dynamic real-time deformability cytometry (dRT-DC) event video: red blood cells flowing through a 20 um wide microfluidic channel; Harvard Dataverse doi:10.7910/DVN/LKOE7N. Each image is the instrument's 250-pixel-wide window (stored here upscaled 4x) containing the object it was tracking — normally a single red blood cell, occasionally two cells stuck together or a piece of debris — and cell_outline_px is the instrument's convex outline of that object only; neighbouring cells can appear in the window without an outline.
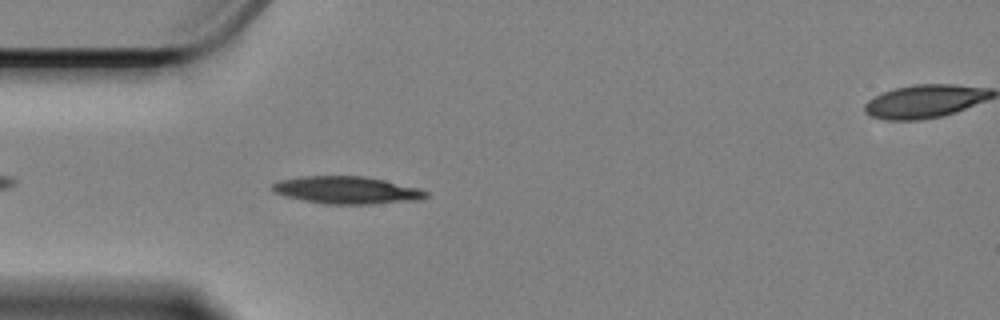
{"species": "Egyptian fruit bat (a non-hibernating species)", "species_latin": "Rousettus aegyptiacus", "temperature_condition": "cold", "stored_images_in_passage": 25, "camera_frame_rate_fps": 3000, "um_per_image_px": 0.085, "animal": {"sex": "female"}, "frame": {"image": 1, "passage_image": 4, "time_ms": 1.0, "image_size_px": [1000, 320], "cell_outline_px": [[428, 196], [420, 200], [372, 204], [324, 204], [304, 200], [288, 196], [276, 192], [272, 188], [272, 184], [280, 180], [304, 176], [364, 176], [384, 180], [420, 188], [428, 192]], "centroid_in_image_um": [29.55, 16.16], "position_along_channel_um": 55.5, "area_um2": 24.39}}
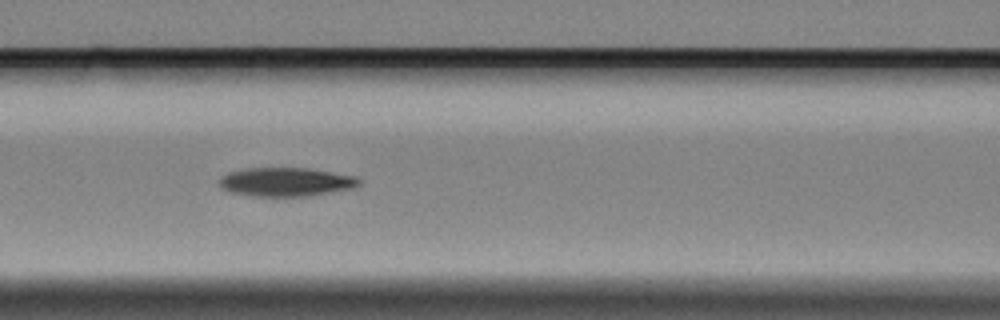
{"frame": {"image": 2, "passage_image": 12, "time_ms": 3.667, "image_size_px": [1000, 320], "cell_outline_px": [[360, 184], [352, 188], [308, 196], [252, 196], [228, 192], [220, 188], [220, 176], [228, 172], [248, 168], [308, 168], [356, 176], [360, 180]], "centroid_in_image_um": [24.26, 15.46], "position_along_channel_um": 142.3, "area_um2": 23.47}}
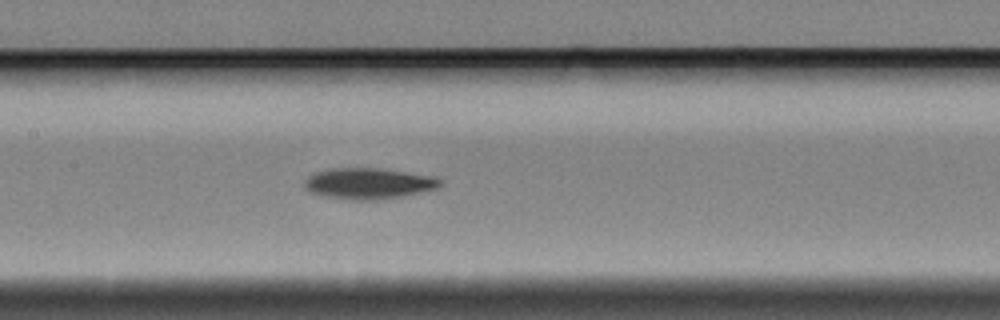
{"frame": {"image": 3, "passage_image": 15, "time_ms": 4.667, "image_size_px": [1000, 320], "cell_outline_px": [[444, 180], [440, 188], [404, 196], [380, 200], [352, 200], [320, 196], [308, 192], [304, 188], [304, 180], [308, 176], [316, 172], [332, 168], [380, 168], [436, 176]], "centroid_in_image_um": [31.35, 15.6], "position_along_channel_um": 176.0, "area_um2": 25.14}}